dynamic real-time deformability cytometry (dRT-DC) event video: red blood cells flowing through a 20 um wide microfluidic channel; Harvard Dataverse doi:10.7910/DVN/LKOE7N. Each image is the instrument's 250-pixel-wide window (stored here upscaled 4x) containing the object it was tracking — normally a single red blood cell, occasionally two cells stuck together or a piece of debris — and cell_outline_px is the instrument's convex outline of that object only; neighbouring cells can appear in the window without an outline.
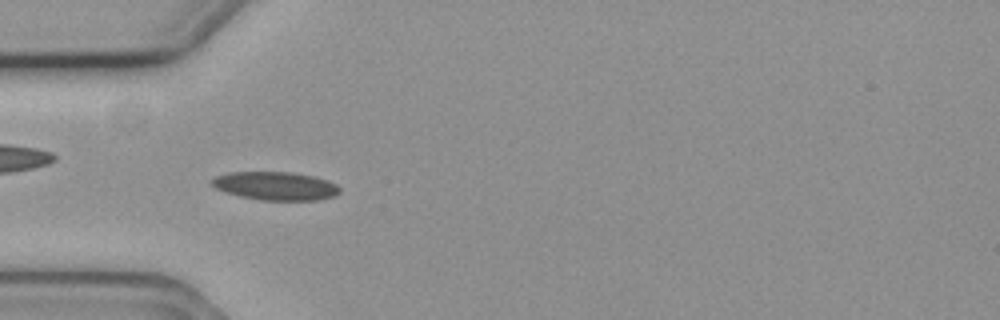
{"species": "common noctule bat (a hibernating species)", "species_latin": "Nyctalus noctula", "temperature_condition": "cold", "stored_images_in_passage": 3, "camera_frame_rate_fps": 3000, "um_per_image_px": 0.085, "animal": {"sex": "female", "body_mass_g": 19.3, "forearm_length_mm": 54.1}, "frame": {"image": 1, "passage_image": 2, "time_ms": 0.333, "image_size_px": [1000, 320], "cell_outline_px": [[340, 192], [336, 196], [316, 200], [260, 200], [240, 196], [216, 188], [212, 184], [212, 180], [216, 176], [228, 172], [292, 172], [312, 176], [328, 180], [336, 184], [340, 188]], "centroid_in_image_um": [23.46, 15.8], "position_along_channel_um": 61.5, "area_um2": 21.04}}
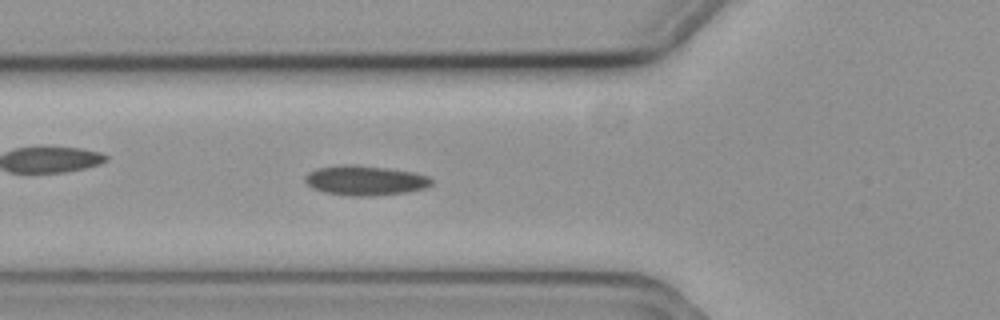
{"frame": {"image": 2, "passage_image": 3, "time_ms": 0.667, "image_size_px": [1000, 320], "cell_outline_px": [[432, 184], [424, 188], [408, 192], [372, 196], [348, 196], [324, 192], [312, 188], [304, 180], [304, 176], [308, 172], [316, 168], [344, 164], [352, 164], [384, 168], [412, 172], [428, 176], [432, 180]], "centroid_in_image_um": [30.99, 15.34], "position_along_channel_um": 94.8, "area_um2": 21.96}}